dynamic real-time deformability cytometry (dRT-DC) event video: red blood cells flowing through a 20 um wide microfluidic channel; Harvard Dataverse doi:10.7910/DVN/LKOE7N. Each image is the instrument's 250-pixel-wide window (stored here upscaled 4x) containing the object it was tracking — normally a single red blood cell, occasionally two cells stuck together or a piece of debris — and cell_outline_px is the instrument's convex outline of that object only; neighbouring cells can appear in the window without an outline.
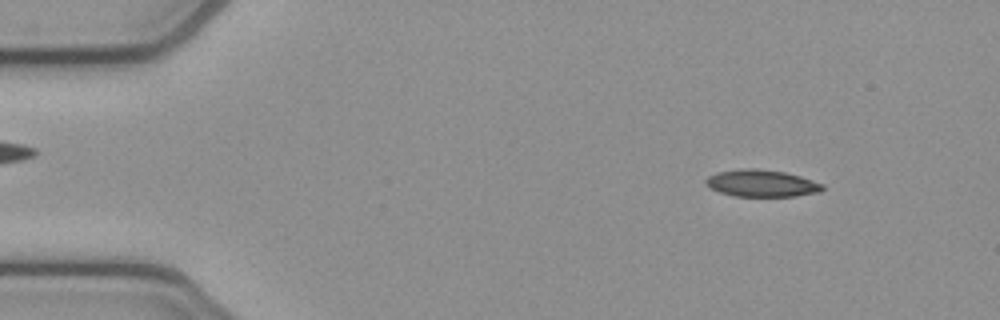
{"species": "common noctule bat (a hibernating species)", "species_latin": "Nyctalus noctula", "temperature_condition": "cold", "stored_images_in_passage": 3, "camera_frame_rate_fps": 3000, "um_per_image_px": 0.085, "animal": {"sex": "female", "body_mass_g": 21.9}, "frame": {"image": 1, "passage_image": 1, "time_ms": 0.0, "image_size_px": [1000, 320], "cell_outline_px": [[824, 188], [820, 192], [796, 196], [736, 196], [720, 192], [704, 184], [704, 180], [708, 176], [716, 172], [744, 168], [756, 168], [784, 172], [800, 176], [824, 184]], "centroid_in_image_um": [64.73, 15.57], "position_along_channel_um": 20.3, "area_um2": 18.38}}
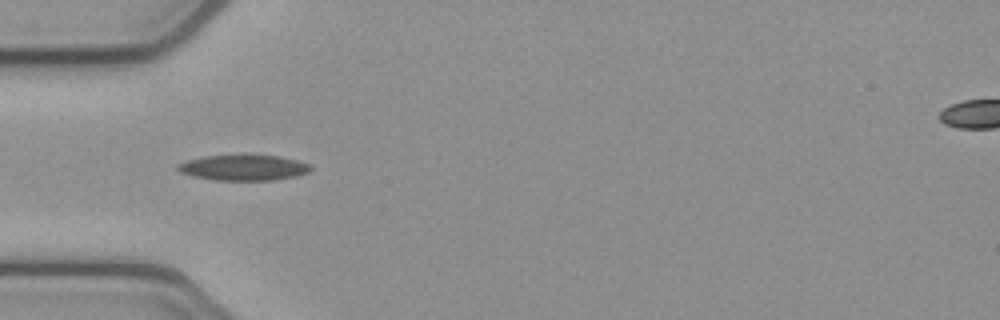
{"frame": {"image": 2, "passage_image": 3, "time_ms": 0.667, "image_size_px": [1000, 320], "cell_outline_px": [[312, 168], [308, 172], [296, 176], [272, 180], [216, 180], [192, 176], [180, 172], [176, 168], [176, 164], [188, 160], [204, 156], [244, 152], [248, 152], [280, 156], [296, 160], [308, 164]], "centroid_in_image_um": [20.67, 14.2], "position_along_channel_um": 64.3, "area_um2": 20.63}}